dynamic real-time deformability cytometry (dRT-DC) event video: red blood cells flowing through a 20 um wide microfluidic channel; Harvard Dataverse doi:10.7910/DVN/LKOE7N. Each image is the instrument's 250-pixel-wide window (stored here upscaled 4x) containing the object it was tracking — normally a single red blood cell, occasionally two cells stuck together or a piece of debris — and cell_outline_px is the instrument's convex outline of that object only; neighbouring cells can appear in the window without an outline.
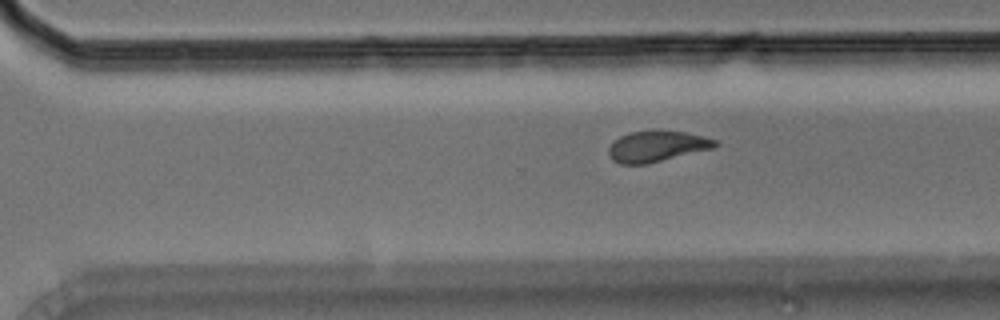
{"species": "Egyptian fruit bat (a non-hibernating species)", "species_latin": "Rousettus aegyptiacus", "temperature_condition": "room temperature", "stored_images_in_passage": 10, "segment_of_instrument_passage": [2, 2], "camera_frame_rate_fps": 3000, "um_per_image_px": 0.085, "animal": {"sex": "male"}, "frame": {"image": 1, "passage_image": 10, "time_ms": 3.0, "image_size_px": [1000, 320], "cell_outline_px": [[720, 144], [712, 148], [648, 164], [620, 164], [612, 160], [608, 156], [608, 148], [620, 136], [632, 132], [660, 128], [684, 132], [716, 140]], "centroid_in_image_um": [55.81, 12.42], "position_along_channel_um": 314.8, "area_um2": 19.36}}